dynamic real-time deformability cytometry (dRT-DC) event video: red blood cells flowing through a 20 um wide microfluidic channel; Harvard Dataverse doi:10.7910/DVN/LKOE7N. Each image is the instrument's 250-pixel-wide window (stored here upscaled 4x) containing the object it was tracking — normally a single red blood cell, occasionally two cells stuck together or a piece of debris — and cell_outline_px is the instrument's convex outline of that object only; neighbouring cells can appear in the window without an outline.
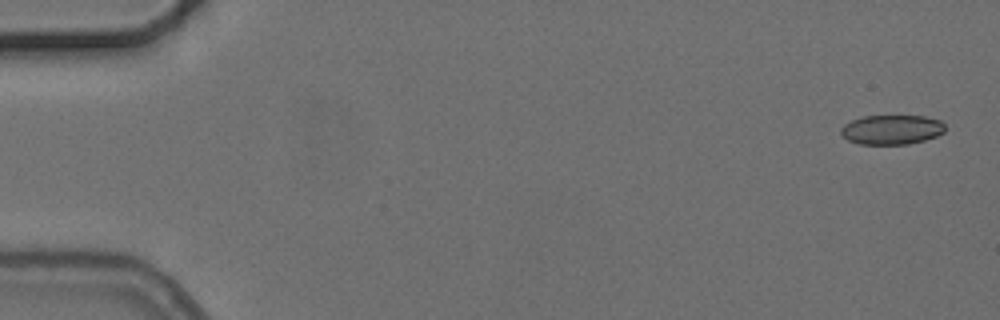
{"species": "common noctule bat (a hibernating species)", "species_latin": "Nyctalus noctula", "temperature_condition": "cold", "stored_images_in_passage": 3, "camera_frame_rate_fps": 3000, "um_per_image_px": 0.085, "animal": {"sex": "female", "body_mass_g": 24.6, "forearm_length_mm": 56.2}, "frame": {"image": 1, "passage_image": 1, "time_ms": 0.0, "image_size_px": [1000, 320], "cell_outline_px": [[944, 132], [936, 136], [924, 140], [908, 144], [860, 144], [848, 140], [840, 132], [840, 128], [844, 124], [852, 120], [864, 116], [924, 116], [940, 120], [944, 124]], "centroid_in_image_um": [75.79, 11.02], "position_along_channel_um": 9.2, "area_um2": 17.86}}